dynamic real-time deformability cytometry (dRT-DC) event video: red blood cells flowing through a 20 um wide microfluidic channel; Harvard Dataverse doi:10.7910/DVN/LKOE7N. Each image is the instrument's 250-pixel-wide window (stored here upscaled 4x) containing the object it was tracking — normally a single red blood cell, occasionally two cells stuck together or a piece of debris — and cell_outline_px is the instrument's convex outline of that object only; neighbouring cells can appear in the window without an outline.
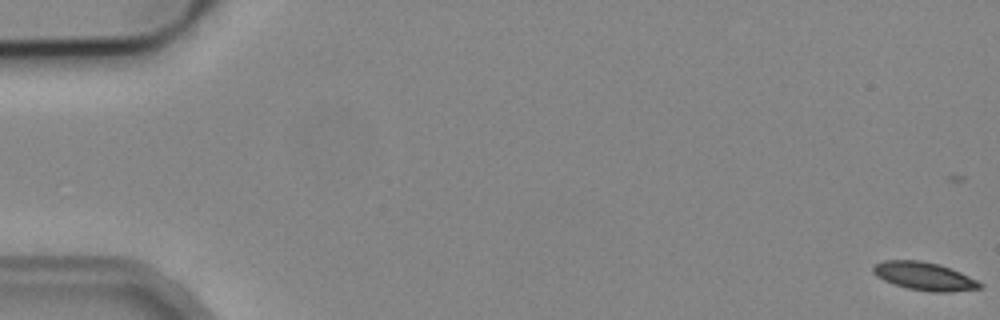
{"species": "common noctule bat (a hibernating species)", "species_latin": "Nyctalus noctula", "temperature_condition": "cold", "stored_images_in_passage": 16, "camera_frame_rate_fps": 3000, "um_per_image_px": 0.085, "animal": {"sex": "male", "body_mass_g": 19.2, "forearm_length_mm": 51.8}, "frame": {"image": 1, "passage_image": 1, "time_ms": 0.0, "image_size_px": [1000, 320], "cell_outline_px": [[984, 288], [952, 292], [928, 292], [908, 288], [892, 284], [876, 276], [872, 272], [872, 268], [876, 264], [884, 260], [920, 260], [940, 264], [960, 272], [984, 284]], "centroid_in_image_um": [78.58, 23.49], "position_along_channel_um": 6.4, "area_um2": 17.69}}